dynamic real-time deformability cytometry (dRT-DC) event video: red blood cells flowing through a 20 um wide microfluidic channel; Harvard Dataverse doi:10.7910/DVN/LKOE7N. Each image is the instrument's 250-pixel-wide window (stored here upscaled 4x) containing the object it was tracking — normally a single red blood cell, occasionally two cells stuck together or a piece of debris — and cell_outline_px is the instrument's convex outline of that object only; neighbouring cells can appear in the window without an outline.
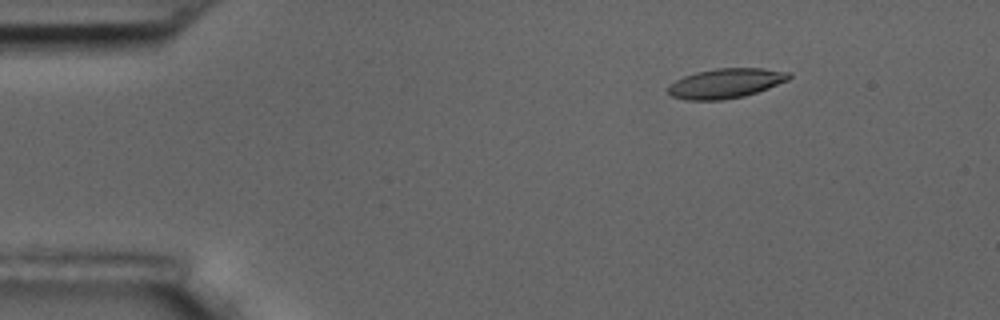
{"species": "common noctule bat (a hibernating species)", "species_latin": "Nyctalus noctula", "temperature_condition": "room temperature", "stored_images_in_passage": 5, "camera_frame_rate_fps": 3000, "um_per_image_px": 0.085, "animal": {"sex": "male", "body_mass_g": 17.5, "forearm_length_mm": 52.3}, "frame": {"image": 1, "passage_image": 3, "time_ms": 2.333, "image_size_px": [1000, 320], "cell_outline_px": [[792, 76], [788, 80], [768, 88], [744, 96], [720, 100], [684, 100], [672, 96], [668, 92], [668, 84], [684, 76], [696, 72], [716, 68], [764, 68], [792, 72]], "centroid_in_image_um": [61.69, 7.07], "position_along_channel_um": 23.3, "area_um2": 21.04}}